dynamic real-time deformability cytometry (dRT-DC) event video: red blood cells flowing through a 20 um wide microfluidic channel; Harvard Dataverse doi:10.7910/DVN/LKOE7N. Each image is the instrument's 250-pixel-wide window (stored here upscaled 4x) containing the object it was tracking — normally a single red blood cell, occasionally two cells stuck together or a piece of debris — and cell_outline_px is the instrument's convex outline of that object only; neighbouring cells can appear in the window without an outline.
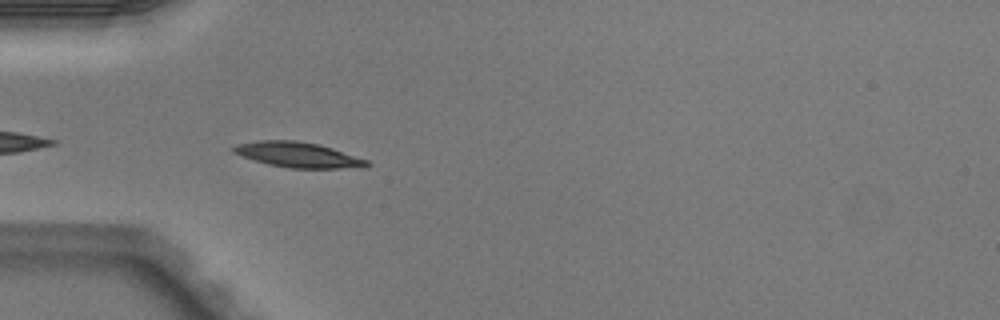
{"species": "Egyptian fruit bat (a non-hibernating species)", "species_latin": "Rousettus aegyptiacus", "temperature_condition": "warm", "stored_images_in_passage": 37, "camera_frame_rate_fps": 3000, "um_per_image_px": 0.085, "animal": {"sex": "male"}, "frame": {"image": 1, "passage_image": 2, "time_ms": 0.333, "image_size_px": [1000, 320], "cell_outline_px": [[372, 164], [368, 168], [288, 168], [268, 164], [232, 152], [232, 148], [236, 144], [260, 140], [296, 140], [320, 144], [368, 160]], "centroid_in_image_um": [25.4, 13.16], "position_along_channel_um": 59.6, "area_um2": 19.71}}
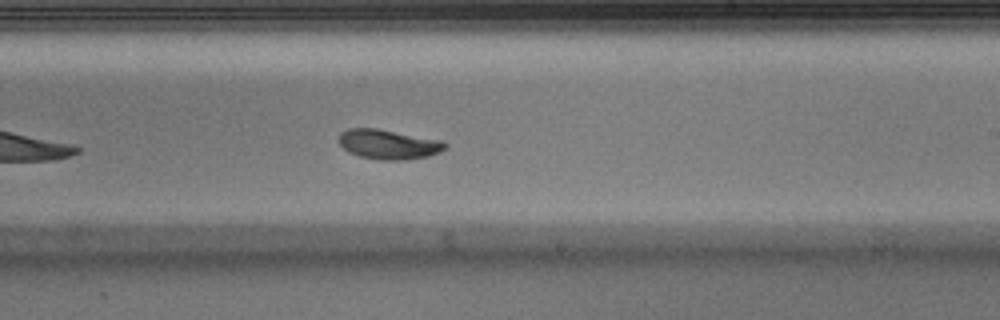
{"frame": {"image": 2, "passage_image": 17, "time_ms": 5.333, "image_size_px": [1000, 320], "cell_outline_px": [[448, 148], [440, 152], [428, 156], [404, 160], [380, 160], [360, 156], [348, 152], [340, 144], [340, 132], [348, 128], [376, 128], [444, 140], [448, 144]], "centroid_in_image_um": [33.07, 12.26], "position_along_channel_um": 255.9, "area_um2": 18.55}}
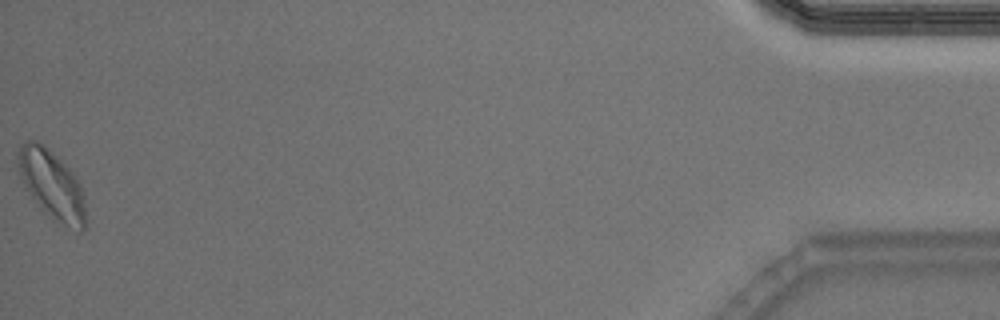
{"frame": {"image": 3, "passage_image": 37, "time_ms": 12.0, "image_size_px": [1000, 320], "cell_outline_px": [[84, 228], [80, 232], [76, 232], [56, 224], [40, 208], [24, 188], [20, 176], [16, 160], [16, 152], [20, 144], [28, 140], [36, 140], [44, 144], [72, 172], [80, 184], [84, 200]], "centroid_in_image_um": [4.35, 15.72], "position_along_channel_um": 430.8, "area_um2": 27.69}, "authors_computed_cell_mechanics": {"area_um2": 18.4382, "velocity_mm_per_s": 4.0097, "shape_relaxation_time_tau1_ms": 3.1981, "shape_relaxation_time_tau2_ms": 1.9037, "deformation_change_tau1": 0.1476, "deformation_change_tau2": 0.0523}}